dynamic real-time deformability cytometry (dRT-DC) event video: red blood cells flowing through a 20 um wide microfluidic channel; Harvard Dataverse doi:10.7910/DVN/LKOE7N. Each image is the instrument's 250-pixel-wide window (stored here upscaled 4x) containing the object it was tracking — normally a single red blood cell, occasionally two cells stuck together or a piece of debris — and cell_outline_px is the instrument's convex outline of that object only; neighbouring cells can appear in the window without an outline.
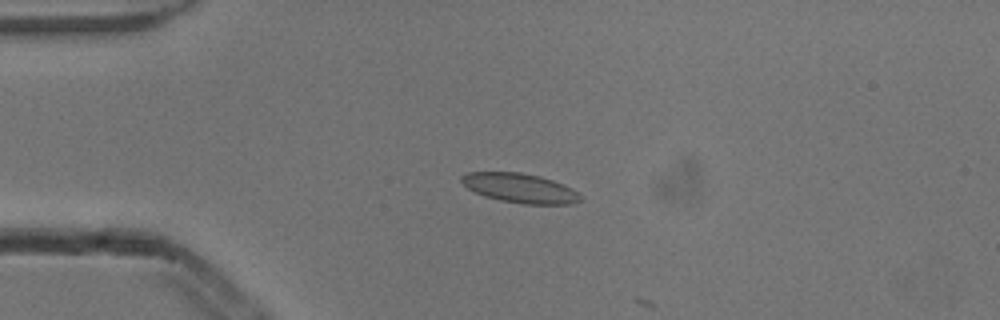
{"species": "common noctule bat (a hibernating species)", "species_latin": "Nyctalus noctula", "temperature_condition": "cold", "stored_images_in_passage": 2, "camera_frame_rate_fps": 3000, "um_per_image_px": 0.085, "animal": {"sex": "male", "body_mass_g": 13.3}, "frame": {"image": 1, "passage_image": 1, "time_ms": 0.0, "image_size_px": [1000, 320], "cell_outline_px": [[584, 200], [572, 204], [524, 204], [500, 200], [484, 196], [468, 188], [460, 180], [460, 176], [468, 172], [520, 172], [540, 176], [552, 180], [572, 188]], "centroid_in_image_um": [44.2, 15.99], "position_along_channel_um": 40.8, "area_um2": 20.35}}